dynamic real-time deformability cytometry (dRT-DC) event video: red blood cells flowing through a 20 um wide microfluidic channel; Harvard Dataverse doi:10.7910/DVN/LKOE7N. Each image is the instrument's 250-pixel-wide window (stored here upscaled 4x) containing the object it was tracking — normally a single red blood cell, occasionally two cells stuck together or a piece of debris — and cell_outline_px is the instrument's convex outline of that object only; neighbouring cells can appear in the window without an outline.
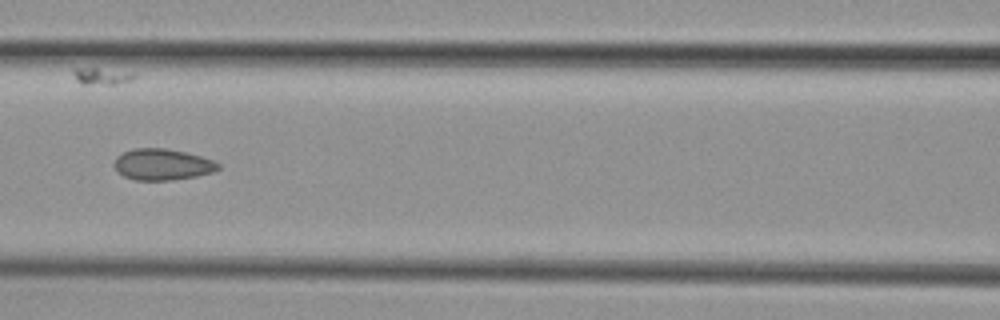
{"species": "common noctule bat (a hibernating species)", "species_latin": "Nyctalus noctula", "temperature_condition": "cold", "stored_images_in_passage": 9, "camera_frame_rate_fps": 3000, "um_per_image_px": 0.085, "animal": {"sex": "female", "body_mass_g": 29.2, "forearm_length_mm": 56.3}, "frame": {"image": 1, "passage_image": 6, "time_ms": 6.667, "image_size_px": [1000, 320], "cell_outline_px": [[220, 168], [212, 172], [196, 176], [172, 180], [136, 180], [124, 176], [112, 164], [116, 156], [132, 148], [164, 148], [184, 152], [200, 156], [212, 160], [220, 164]], "centroid_in_image_um": [13.78, 13.97], "position_along_channel_um": 152.8, "area_um2": 18.84}}
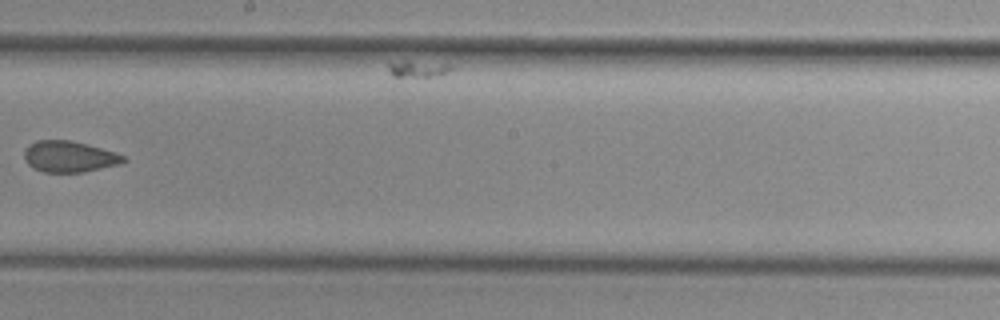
{"frame": {"image": 2, "passage_image": 8, "time_ms": 9.0, "image_size_px": [1000, 320], "cell_outline_px": [[128, 160], [120, 164], [84, 172], [44, 172], [32, 168], [24, 160], [24, 152], [36, 140], [72, 140], [88, 144], [116, 152], [124, 156]], "centroid_in_image_um": [5.92, 13.31], "position_along_channel_um": 242.3, "area_um2": 18.09}}